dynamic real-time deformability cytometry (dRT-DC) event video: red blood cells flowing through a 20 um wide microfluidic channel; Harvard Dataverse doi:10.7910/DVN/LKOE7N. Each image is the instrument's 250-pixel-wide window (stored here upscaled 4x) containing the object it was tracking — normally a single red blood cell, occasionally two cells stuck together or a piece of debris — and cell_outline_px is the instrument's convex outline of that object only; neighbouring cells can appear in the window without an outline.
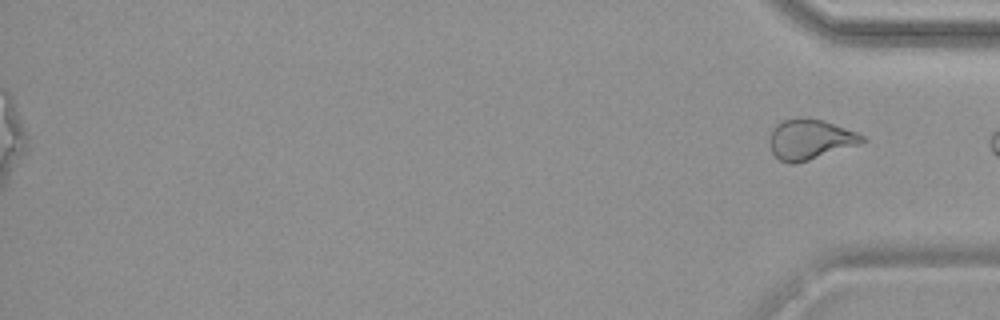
{"species": "common noctule bat (a hibernating species)", "species_latin": "Nyctalus noctula", "temperature_condition": "warm", "stored_images_in_passage": 49, "segment_of_instrument_passage": [2, 2], "camera_frame_rate_fps": 3000, "um_per_image_px": 0.085, "animal": {"sex": "female", "body_mass_g": 19.9}, "frame": {"image": 1, "passage_image": 49, "time_ms": 16.0, "image_size_px": [1000, 320], "cell_outline_px": [[868, 140], [860, 144], [796, 164], [788, 164], [780, 160], [772, 152], [768, 144], [768, 140], [772, 128], [776, 124], [784, 120], [824, 120], [856, 132], [864, 136]], "centroid_in_image_um": [68.84, 11.89], "position_along_channel_um": 366.4, "area_um2": 21.44}}